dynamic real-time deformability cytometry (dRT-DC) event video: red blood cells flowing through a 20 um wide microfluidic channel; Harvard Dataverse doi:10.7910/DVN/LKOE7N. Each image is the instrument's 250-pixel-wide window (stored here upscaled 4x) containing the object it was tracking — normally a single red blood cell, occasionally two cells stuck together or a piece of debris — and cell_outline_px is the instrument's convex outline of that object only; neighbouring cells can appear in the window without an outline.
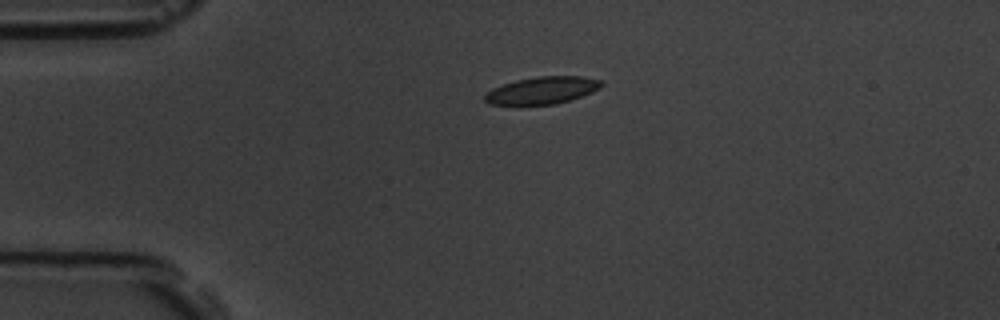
{"species": "common noctule bat (a hibernating species)", "species_latin": "Nyctalus noctula", "temperature_condition": "room temperature", "stored_images_in_passage": 2, "camera_frame_rate_fps": 3000, "um_per_image_px": 0.085, "animal": {"sex": "male", "body_mass_g": 19.5, "forearm_length_mm": 54.6}, "frame": {"image": 1, "passage_image": 1, "time_ms": 0.0, "image_size_px": [1000, 320], "cell_outline_px": [[604, 84], [600, 88], [592, 92], [556, 104], [520, 108], [488, 104], [484, 100], [484, 96], [492, 88], [516, 80], [536, 76], [580, 76], [600, 80]], "centroid_in_image_um": [46.0, 7.73], "position_along_channel_um": 39.0, "area_um2": 19.25}}